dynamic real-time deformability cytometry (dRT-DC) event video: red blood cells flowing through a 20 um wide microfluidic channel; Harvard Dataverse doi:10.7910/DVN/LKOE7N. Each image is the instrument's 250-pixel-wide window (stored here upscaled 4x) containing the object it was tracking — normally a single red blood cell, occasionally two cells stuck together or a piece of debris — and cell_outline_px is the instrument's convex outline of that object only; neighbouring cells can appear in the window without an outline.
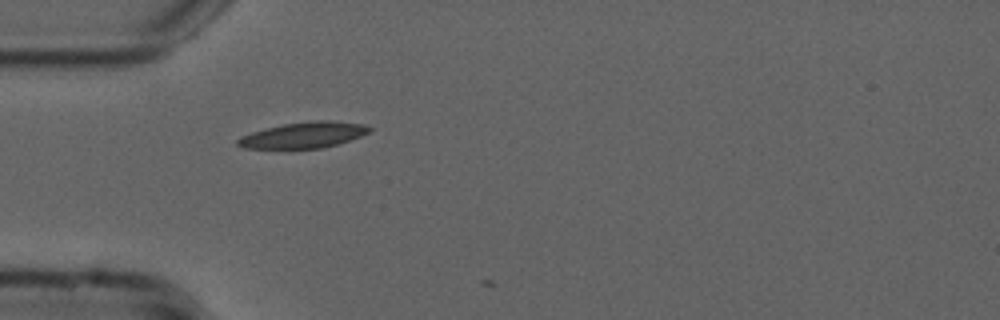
{"species": "common noctule bat (a hibernating species)", "species_latin": "Nyctalus noctula", "temperature_condition": "cold", "stored_images_in_passage": 2, "camera_frame_rate_fps": 3000, "um_per_image_px": 0.085, "animal": {"sex": "male", "forearm_length_mm": 52.5}, "frame": {"image": 1, "passage_image": 1, "time_ms": 0.0, "image_size_px": [1000, 320], "cell_outline_px": [[372, 128], [368, 132], [360, 136], [336, 144], [320, 148], [244, 148], [236, 144], [236, 140], [240, 136], [252, 132], [284, 124], [308, 120], [328, 120], [364, 124]], "centroid_in_image_um": [25.79, 11.47], "position_along_channel_um": 59.2, "area_um2": 19.65}}